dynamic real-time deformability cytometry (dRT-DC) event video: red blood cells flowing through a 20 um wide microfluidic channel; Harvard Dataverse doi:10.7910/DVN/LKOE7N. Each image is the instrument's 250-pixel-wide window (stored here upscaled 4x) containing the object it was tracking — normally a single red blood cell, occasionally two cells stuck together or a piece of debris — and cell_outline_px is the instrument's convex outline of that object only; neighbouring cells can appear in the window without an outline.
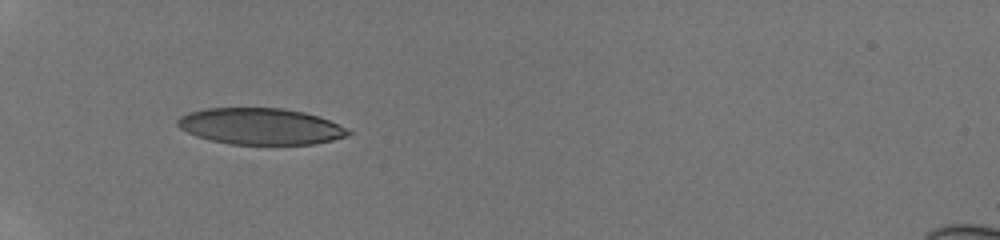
{"species": "human", "species_latin": "Homo sapiens", "temperature_condition": "room temperature", "stored_images_in_passage": 45, "camera_frame_rate_fps": 3000, "um_per_image_px": 0.085, "donor": {"sex": "male"}, "frame": {"image": 1, "passage_image": 1, "time_ms": 0.0, "image_size_px": [1000, 240], "cell_outline_px": [[352, 132], [348, 136], [332, 140], [312, 144], [228, 144], [208, 140], [196, 136], [180, 128], [176, 124], [176, 120], [180, 116], [188, 112], [204, 108], [284, 108], [304, 112], [320, 116]], "centroid_in_image_um": [22.09, 10.73], "position_along_channel_um": 62.9, "area_um2": 36.24}}
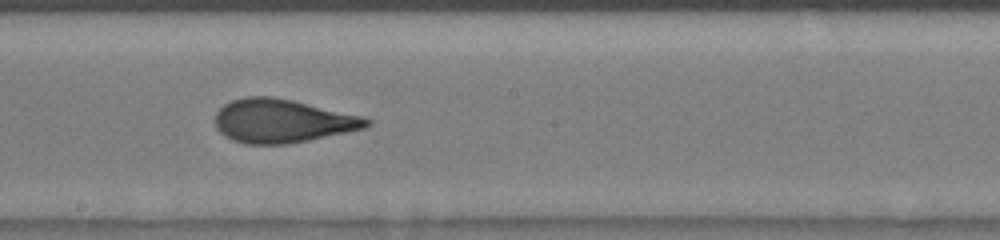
{"frame": {"image": 2, "passage_image": 20, "time_ms": 4.333, "image_size_px": [1000, 240], "cell_outline_px": [[372, 124], [364, 128], [348, 132], [288, 144], [244, 144], [232, 140], [224, 136], [216, 128], [216, 112], [224, 104], [232, 100], [244, 96], [272, 96], [292, 100], [364, 116], [372, 120]], "centroid_in_image_um": [24.0, 10.28], "position_along_channel_um": 224.2, "area_um2": 38.61}}
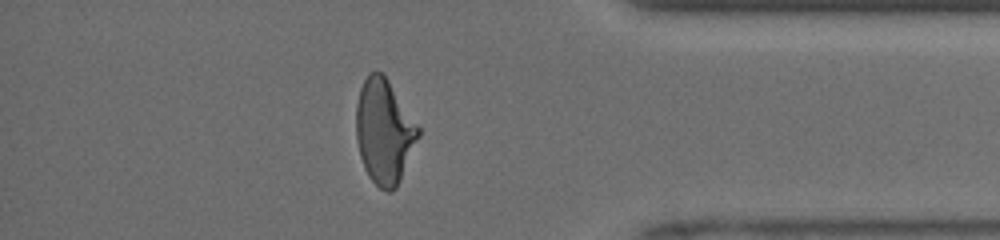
{"frame": {"image": 3, "passage_image": 37, "time_ms": 9.0, "image_size_px": [1000, 240], "cell_outline_px": [[420, 136], [400, 180], [396, 188], [392, 192], [388, 192], [380, 188], [368, 176], [364, 168], [360, 156], [356, 140], [356, 104], [360, 88], [368, 72], [380, 72], [388, 80], [420, 128]], "centroid_in_image_um": [32.65, 11.2], "position_along_channel_um": 402.6, "area_um2": 37.8}, "authors_computed_cell_mechanics": {"area_um2": 37.8012, "velocity_mm_per_s": 4.1416, "shape_relaxation_time_tau1_ms": 5.0036, "shape_relaxation_time_tau2_ms": 0.6847, "deformation_change_tau1": 0.2098, "deformation_change_tau2": 0.0677}}